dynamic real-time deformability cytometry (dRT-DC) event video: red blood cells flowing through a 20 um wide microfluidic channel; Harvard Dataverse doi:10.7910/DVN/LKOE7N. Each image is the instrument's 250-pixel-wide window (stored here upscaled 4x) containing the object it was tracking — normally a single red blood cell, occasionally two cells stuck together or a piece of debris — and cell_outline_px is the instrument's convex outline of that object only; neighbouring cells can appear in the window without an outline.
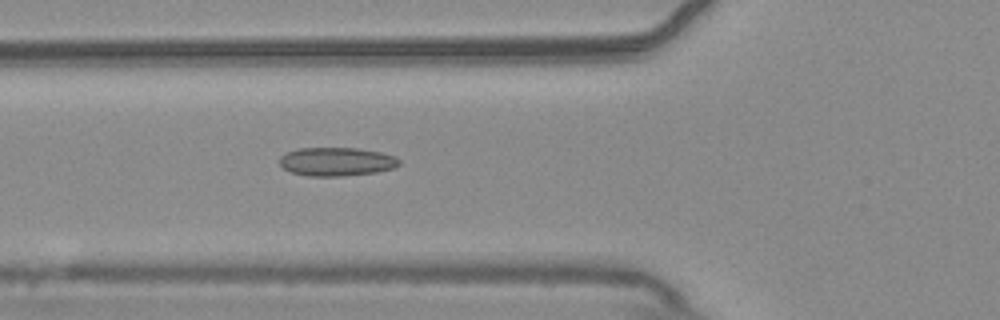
{"species": "common noctule bat (a hibernating species)", "species_latin": "Nyctalus noctula", "temperature_condition": "warm", "stored_images_in_passage": 46, "camera_frame_rate_fps": 3000, "um_per_image_px": 0.085, "animal": {"sex": "male", "body_mass_g": 20.4}, "frame": {"image": 1, "passage_image": 12, "time_ms": 3.667, "image_size_px": [1000, 320], "cell_outline_px": [[400, 164], [392, 168], [376, 172], [344, 176], [308, 176], [292, 172], [284, 168], [280, 164], [280, 156], [288, 152], [300, 148], [356, 148], [380, 152], [396, 156], [400, 160]], "centroid_in_image_um": [28.62, 13.74], "position_along_channel_um": 97.2, "area_um2": 19.83}}
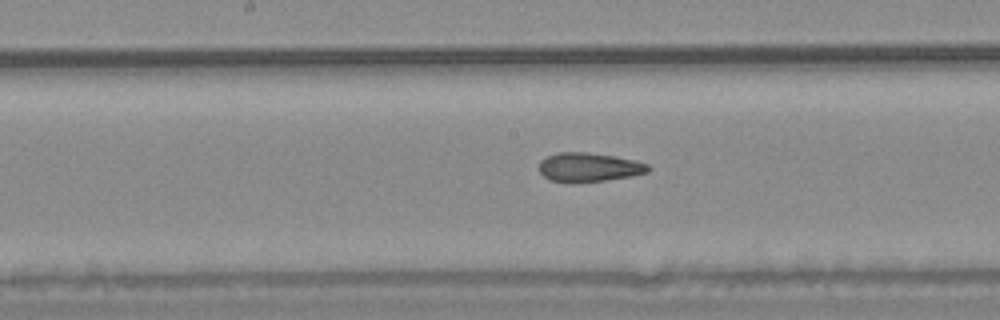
{"frame": {"image": 2, "passage_image": 20, "time_ms": 6.333, "image_size_px": [1000, 320], "cell_outline_px": [[652, 168], [648, 172], [632, 176], [576, 184], [548, 180], [540, 172], [540, 160], [556, 152], [588, 152], [616, 156], [636, 160], [648, 164]], "centroid_in_image_um": [50.07, 14.22], "position_along_channel_um": 198.1, "area_um2": 18.84}}
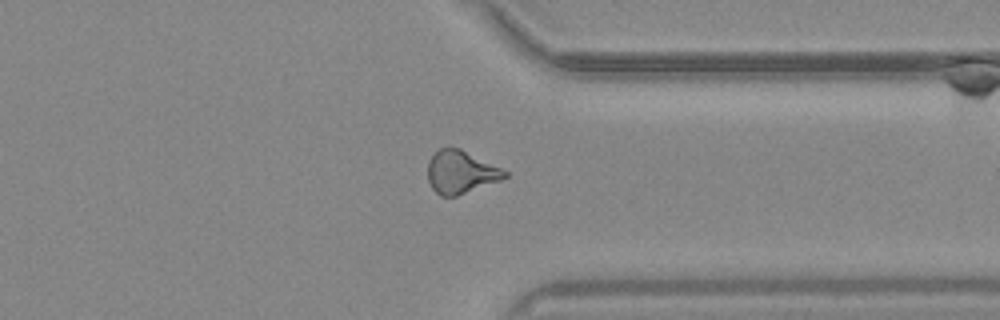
{"frame": {"image": 3, "passage_image": 34, "time_ms": 11.0, "image_size_px": [1000, 320], "cell_outline_px": [[508, 176], [500, 180], [456, 196], [440, 196], [432, 188], [428, 180], [428, 160], [440, 148], [460, 148], [508, 172]], "centroid_in_image_um": [39.14, 14.63], "position_along_channel_um": 372.3, "area_um2": 18.9}, "authors_computed_cell_mechanics": {"area_um2": 18.9295, "velocity_mm_per_s": 3.7717, "shape_relaxation_time_tau1_ms": null, "shape_relaxation_time_tau2_ms": 2.6357, "deformation_change_tau1": null, "deformation_change_tau2": 0.1012}}